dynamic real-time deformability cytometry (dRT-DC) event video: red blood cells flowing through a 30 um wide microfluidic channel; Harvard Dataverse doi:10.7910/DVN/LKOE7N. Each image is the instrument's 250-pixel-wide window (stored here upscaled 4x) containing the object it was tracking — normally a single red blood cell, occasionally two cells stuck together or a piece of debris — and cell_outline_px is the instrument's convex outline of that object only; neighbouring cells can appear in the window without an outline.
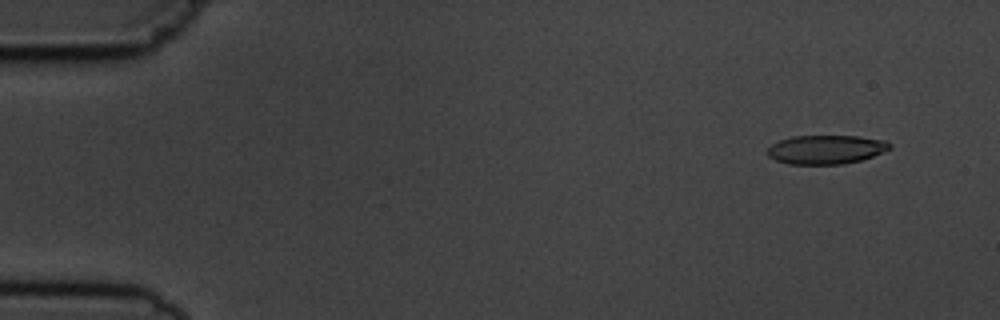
{"species": "common noctule bat (a hibernating species)", "species_latin": "Nyctalus noctula", "temperature_condition": "cold", "stored_images_in_passage": 8, "camera_frame_rate_fps": 3000, "um_per_image_px": 0.085, "animal": {"sex": "male", "body_mass_g": 19.5, "forearm_length_mm": 54.6}, "frame": {"image": 1, "passage_image": 2, "time_ms": 1.0, "image_size_px": [1000, 320], "cell_outline_px": [[892, 148], [884, 152], [860, 160], [844, 164], [788, 164], [776, 160], [768, 156], [768, 148], [772, 144], [780, 140], [792, 136], [856, 136], [884, 140], [892, 144]], "centroid_in_image_um": [70.22, 12.71], "position_along_channel_um": 14.8, "area_um2": 20.58}}
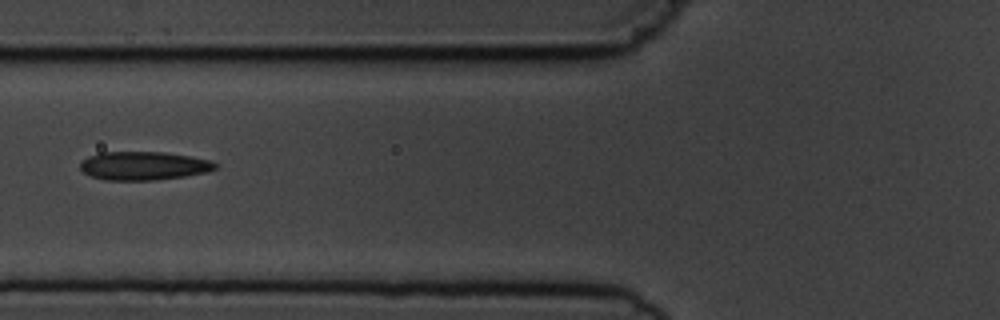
{"frame": {"image": 2, "passage_image": 6, "time_ms": 6.667, "image_size_px": [1000, 320], "cell_outline_px": [[216, 168], [208, 172], [184, 176], [156, 180], [108, 180], [92, 176], [84, 172], [80, 168], [80, 160], [88, 156], [100, 152], [164, 152], [192, 156], [208, 160], [216, 164]], "centroid_in_image_um": [12.19, 14.08], "position_along_channel_um": 113.6, "area_um2": 22.43}}
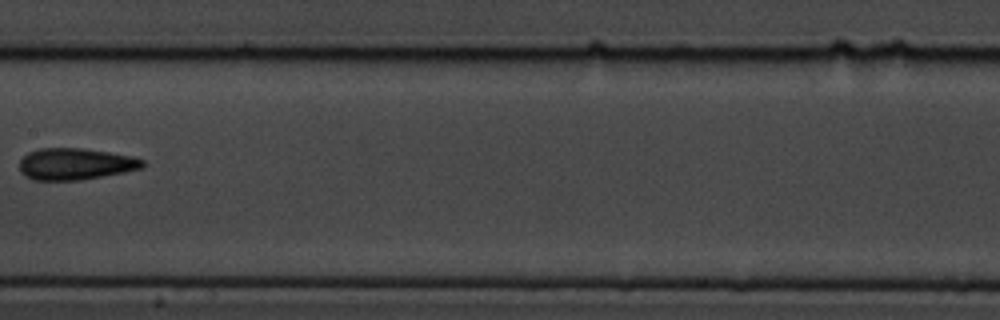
{"frame": {"image": 3, "passage_image": 8, "time_ms": 9.0, "image_size_px": [1000, 320], "cell_outline_px": [[144, 164], [140, 168], [124, 172], [80, 180], [32, 180], [24, 176], [20, 172], [20, 160], [28, 152], [40, 148], [84, 148], [132, 156], [144, 160]], "centroid_in_image_um": [6.37, 13.94], "position_along_channel_um": 201.0, "area_um2": 22.66}}